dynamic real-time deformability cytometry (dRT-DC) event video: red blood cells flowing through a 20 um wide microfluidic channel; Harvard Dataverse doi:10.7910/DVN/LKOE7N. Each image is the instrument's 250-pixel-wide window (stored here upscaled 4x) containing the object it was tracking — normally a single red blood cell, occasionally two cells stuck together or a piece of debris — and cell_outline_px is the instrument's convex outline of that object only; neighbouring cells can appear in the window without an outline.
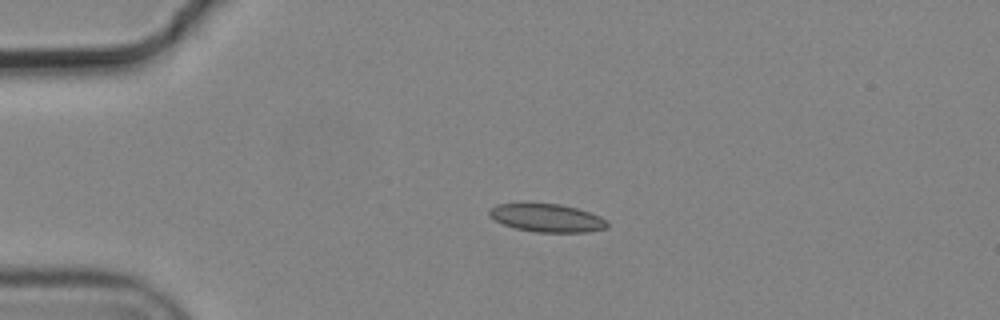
{"species": "common noctule bat (a hibernating species)", "species_latin": "Nyctalus noctula", "temperature_condition": "cold", "stored_images_in_passage": 1, "camera_frame_rate_fps": 3000, "um_per_image_px": 0.085, "animal": {"sex": "male", "body_mass_g": 19.2, "forearm_length_mm": 51.8}, "frame": {"image": 1, "passage_image": 1, "time_ms": 0.0, "image_size_px": [1000, 320], "cell_outline_px": [[608, 228], [588, 232], [536, 232], [516, 228], [504, 224], [488, 216], [488, 208], [496, 204], [528, 200], [560, 204], [576, 208], [600, 216], [608, 220]], "centroid_in_image_um": [46.43, 18.47], "position_along_channel_um": 38.6, "area_um2": 20.17}}